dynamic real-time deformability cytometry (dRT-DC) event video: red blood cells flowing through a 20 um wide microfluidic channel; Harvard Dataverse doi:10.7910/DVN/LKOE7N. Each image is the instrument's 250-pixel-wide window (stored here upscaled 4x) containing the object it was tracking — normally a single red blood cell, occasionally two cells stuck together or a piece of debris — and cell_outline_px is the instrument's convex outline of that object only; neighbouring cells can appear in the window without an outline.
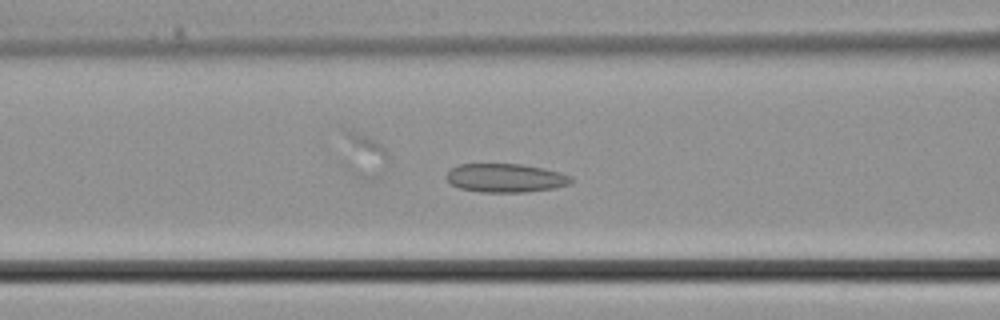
{"species": "common noctule bat (a hibernating species)", "species_latin": "Nyctalus noctula", "temperature_condition": "cold", "stored_images_in_passage": 19, "camera_frame_rate_fps": 3000, "um_per_image_px": 0.085, "animal": {"sex": "male", "body_mass_g": 21.5, "forearm_length_mm": 52.0}, "frame": {"image": 1, "passage_image": 8, "time_ms": 2.333, "image_size_px": [1000, 320], "cell_outline_px": [[572, 180], [568, 184], [556, 188], [524, 192], [480, 192], [460, 188], [452, 184], [444, 176], [452, 168], [460, 164], [520, 164], [544, 168], [560, 172], [572, 176]], "centroid_in_image_um": [42.98, 15.12], "position_along_channel_um": 123.6, "area_um2": 20.81}}
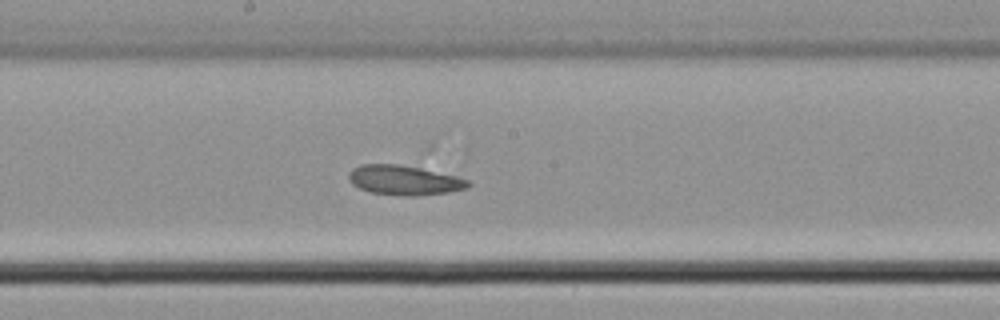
{"frame": {"image": 2, "passage_image": 13, "time_ms": 4.0, "image_size_px": [1000, 320], "cell_outline_px": [[472, 184], [468, 188], [448, 192], [416, 196], [404, 196], [372, 192], [360, 188], [352, 184], [348, 180], [348, 172], [352, 168], [360, 164], [396, 164], [420, 168], [456, 176], [468, 180]], "centroid_in_image_um": [34.34, 15.31], "position_along_channel_um": 213.9, "area_um2": 20.63}}
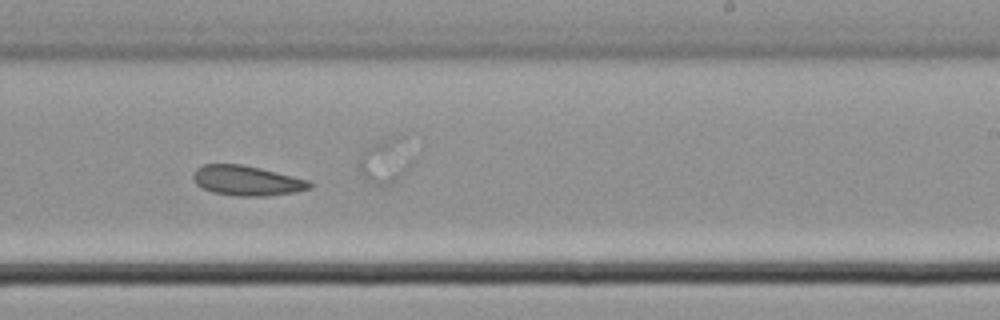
{"frame": {"image": 3, "passage_image": 16, "time_ms": 5.0, "image_size_px": [1000, 320], "cell_outline_px": [[312, 188], [292, 192], [264, 196], [236, 196], [212, 192], [196, 184], [192, 176], [196, 168], [204, 164], [240, 164], [260, 168], [308, 180], [312, 184]], "centroid_in_image_um": [20.95, 15.35], "position_along_channel_um": 268.1, "area_um2": 20.11}}